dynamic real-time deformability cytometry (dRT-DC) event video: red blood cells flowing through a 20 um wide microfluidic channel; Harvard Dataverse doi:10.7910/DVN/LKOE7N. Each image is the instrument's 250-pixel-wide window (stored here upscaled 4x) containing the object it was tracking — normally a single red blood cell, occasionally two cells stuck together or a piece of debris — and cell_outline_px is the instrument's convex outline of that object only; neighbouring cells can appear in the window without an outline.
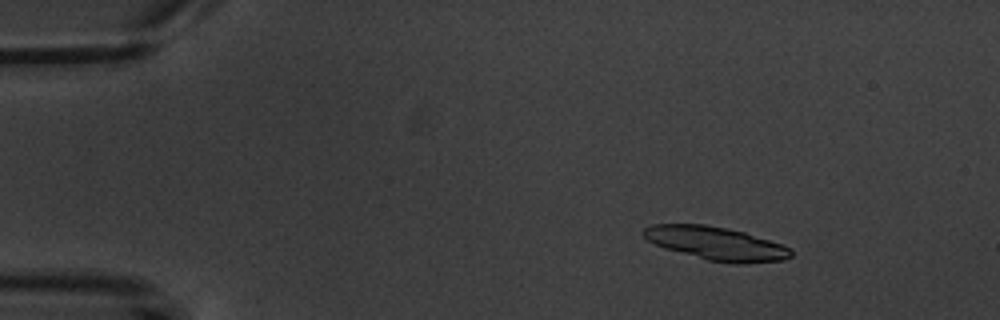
{"species": "common noctule bat (a hibernating species)", "species_latin": "Nyctalus noctula", "temperature_condition": "warm", "stored_images_in_passage": 9, "segment_of_instrument_passage": [1, 2], "camera_frame_rate_fps": 3000, "um_per_image_px": 0.085, "animal": {"sex": "male", "body_mass_g": 20.1, "forearm_length_mm": 53.5}, "frame": {"image": 1, "passage_image": 3, "time_ms": 2.333, "image_size_px": [1000, 320], "cell_outline_px": [[792, 256], [784, 260], [744, 264], [736, 264], [708, 260], [664, 248], [648, 240], [640, 232], [644, 228], [652, 224], [704, 224], [728, 228], [744, 232], [792, 248]], "centroid_in_image_um": [60.87, 20.69], "position_along_channel_um": 24.1, "area_um2": 28.61}}